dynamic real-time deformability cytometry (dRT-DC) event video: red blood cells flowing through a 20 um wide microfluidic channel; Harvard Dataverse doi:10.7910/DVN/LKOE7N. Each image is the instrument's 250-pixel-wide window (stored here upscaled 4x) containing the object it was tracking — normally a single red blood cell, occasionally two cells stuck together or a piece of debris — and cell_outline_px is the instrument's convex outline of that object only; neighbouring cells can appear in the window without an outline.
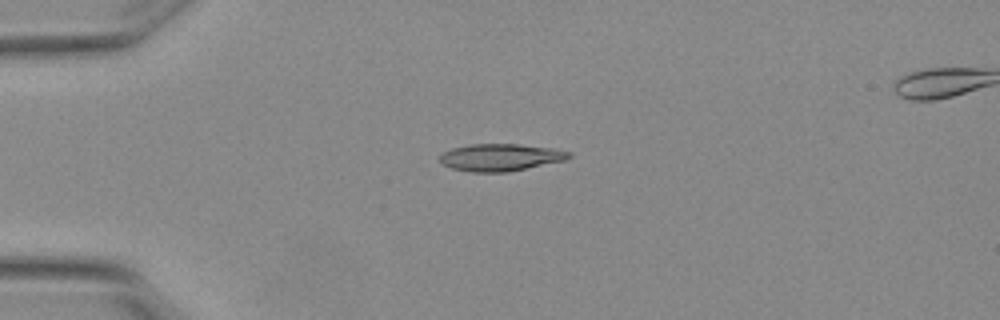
{"species": "Egyptian fruit bat (a non-hibernating species)", "species_latin": "Rousettus aegyptiacus", "temperature_condition": "warm", "stored_images_in_passage": 4, "camera_frame_rate_fps": 3000, "um_per_image_px": 0.085, "animal": {"sex": "female"}, "frame": {"image": 1, "passage_image": 2, "time_ms": 0.333, "image_size_px": [1000, 320], "cell_outline_px": [[572, 156], [564, 160], [508, 172], [472, 172], [452, 168], [444, 164], [440, 160], [440, 156], [444, 152], [452, 148], [468, 144], [520, 144], [552, 148], [572, 152]], "centroid_in_image_um": [42.55, 13.37], "position_along_channel_um": 42.4, "area_um2": 20.35}}